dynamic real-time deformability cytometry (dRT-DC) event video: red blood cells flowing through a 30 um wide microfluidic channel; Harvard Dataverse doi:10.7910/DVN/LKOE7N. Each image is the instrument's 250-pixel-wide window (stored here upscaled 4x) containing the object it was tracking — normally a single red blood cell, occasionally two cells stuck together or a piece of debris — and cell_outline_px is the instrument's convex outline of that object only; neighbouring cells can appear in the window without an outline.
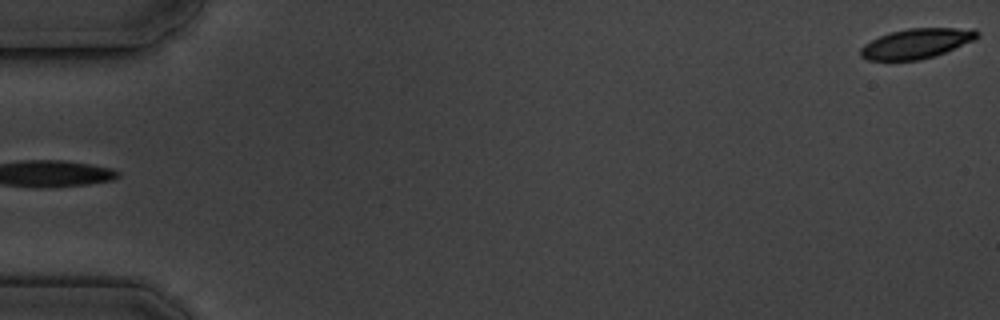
{"species": "common noctule bat (a hibernating species)", "species_latin": "Nyctalus noctula", "temperature_condition": "cold", "stored_images_in_passage": 6, "segment_of_instrument_passage": [2, 2], "camera_frame_rate_fps": 3000, "um_per_image_px": 0.085, "animal": {"sex": "male", "body_mass_g": 19.5, "forearm_length_mm": 54.6}, "frame": {"image": 1, "passage_image": 6, "time_ms": 5.667, "image_size_px": [1000, 320], "cell_outline_px": [[980, 36], [972, 40], [944, 52], [920, 60], [868, 60], [860, 56], [860, 48], [864, 44], [880, 36], [892, 32], [908, 28], [976, 28], [980, 32]], "centroid_in_image_um": [77.9, 3.68], "position_along_channel_um": 7.1, "area_um2": 20.11}}